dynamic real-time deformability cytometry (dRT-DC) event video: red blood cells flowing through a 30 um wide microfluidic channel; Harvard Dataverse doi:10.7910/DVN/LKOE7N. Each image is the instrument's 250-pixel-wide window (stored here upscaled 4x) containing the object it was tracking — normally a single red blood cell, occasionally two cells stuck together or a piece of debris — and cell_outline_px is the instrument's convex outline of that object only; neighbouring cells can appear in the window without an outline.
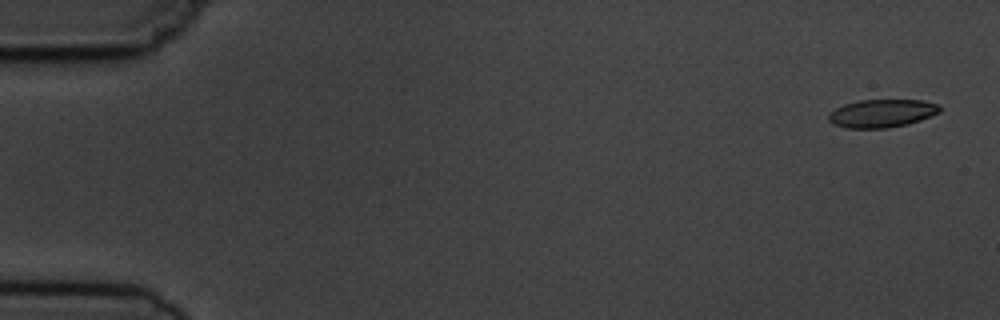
{"species": "common noctule bat (a hibernating species)", "species_latin": "Nyctalus noctula", "temperature_condition": "cold", "stored_images_in_passage": 6, "segment_of_instrument_passage": [1, 2], "camera_frame_rate_fps": 3000, "um_per_image_px": 0.085, "animal": {"sex": "male", "body_mass_g": 19.5, "forearm_length_mm": 54.6}, "frame": {"image": 1, "passage_image": 1, "time_ms": 0.0, "image_size_px": [1000, 320], "cell_outline_px": [[940, 112], [920, 120], [908, 124], [888, 128], [848, 128], [832, 124], [828, 120], [828, 116], [836, 108], [844, 104], [860, 100], [924, 100], [940, 104]], "centroid_in_image_um": [74.98, 9.63], "position_along_channel_um": 10.0, "area_um2": 18.21}}
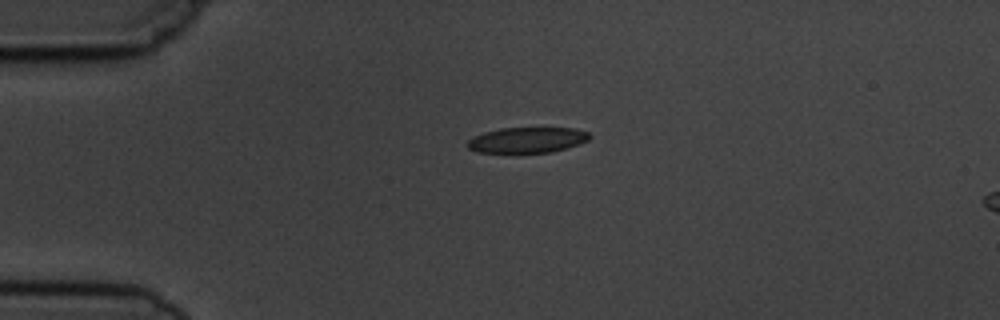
{"frame": {"image": 2, "passage_image": 4, "time_ms": 3.667, "image_size_px": [1000, 320], "cell_outline_px": [[592, 136], [588, 140], [580, 144], [568, 148], [552, 152], [476, 152], [468, 148], [468, 140], [484, 132], [500, 128], [576, 128], [588, 132]], "centroid_in_image_um": [44.87, 11.89], "position_along_channel_um": 40.1, "area_um2": 18.15}}